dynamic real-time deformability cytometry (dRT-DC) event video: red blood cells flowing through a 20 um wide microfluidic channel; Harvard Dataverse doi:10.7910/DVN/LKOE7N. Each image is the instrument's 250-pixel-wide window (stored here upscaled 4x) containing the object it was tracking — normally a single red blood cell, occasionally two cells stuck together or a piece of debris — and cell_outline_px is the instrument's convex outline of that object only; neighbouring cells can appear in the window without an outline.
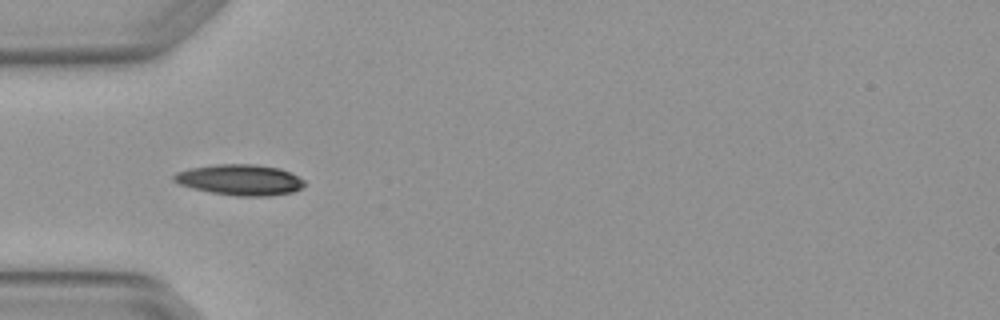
{"species": "Egyptian fruit bat (a non-hibernating species)", "species_latin": "Rousettus aegyptiacus", "temperature_condition": "warm", "stored_images_in_passage": 3, "camera_frame_rate_fps": 3000, "um_per_image_px": 0.085, "animal": {"sex": "female"}, "frame": {"image": 1, "passage_image": 1, "time_ms": 0.0, "image_size_px": [1000, 320], "cell_outline_px": [[304, 184], [300, 188], [292, 192], [268, 196], [236, 196], [212, 192], [192, 188], [180, 184], [172, 180], [172, 176], [176, 172], [192, 168], [216, 164], [256, 164], [280, 168], [292, 172], [304, 180]], "centroid_in_image_um": [20.41, 15.28], "position_along_channel_um": 64.6, "area_um2": 23.41}}
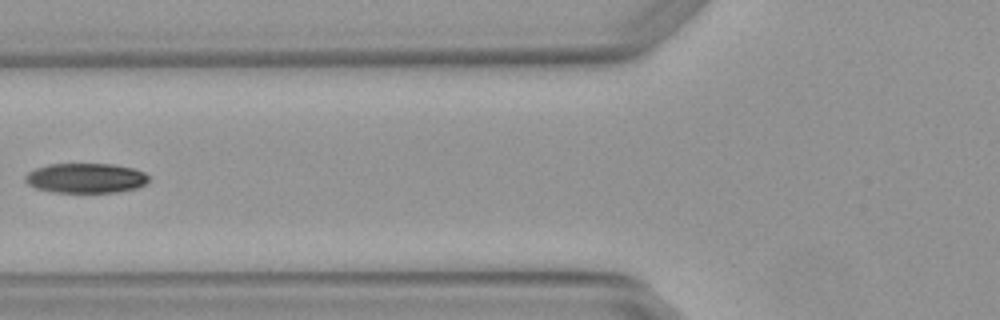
{"frame": {"image": 2, "passage_image": 2, "time_ms": 0.333, "image_size_px": [1000, 320], "cell_outline_px": [[148, 180], [144, 184], [136, 188], [116, 192], [52, 192], [36, 188], [28, 184], [24, 180], [24, 176], [28, 172], [36, 168], [48, 164], [112, 164], [136, 168], [144, 172], [148, 176]], "centroid_in_image_um": [7.28, 15.13], "position_along_channel_um": 118.5, "area_um2": 21.5}}